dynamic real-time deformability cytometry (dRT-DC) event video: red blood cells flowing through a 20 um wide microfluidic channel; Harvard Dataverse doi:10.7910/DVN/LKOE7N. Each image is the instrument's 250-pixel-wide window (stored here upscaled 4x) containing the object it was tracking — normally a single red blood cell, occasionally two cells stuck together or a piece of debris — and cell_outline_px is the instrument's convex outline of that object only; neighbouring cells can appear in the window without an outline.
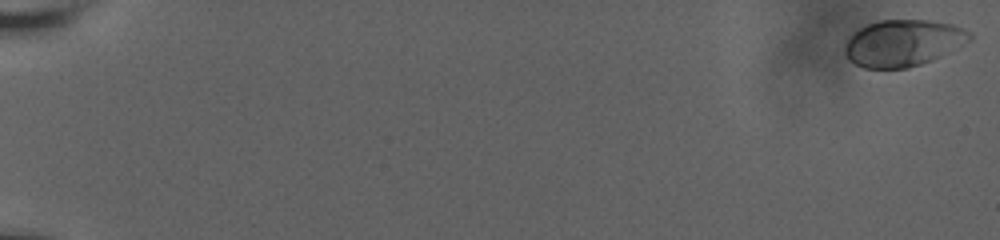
{"species": "human", "species_latin": "Homo sapiens", "temperature_condition": "room temperature", "stored_images_in_passage": 61, "camera_frame_rate_fps": 3000, "um_per_image_px": 0.085, "donor": {"sex": "male"}, "frame": {"image": 1, "passage_image": 1, "time_ms": 0.0, "image_size_px": [1000, 240], "cell_outline_px": [[972, 40], [932, 60], [908, 68], [864, 68], [848, 60], [844, 52], [844, 48], [848, 40], [860, 28], [868, 24], [880, 20], [928, 20], [952, 24], [972, 32]], "centroid_in_image_um": [76.78, 3.65], "position_along_channel_um": 8.2, "area_um2": 33.76}}
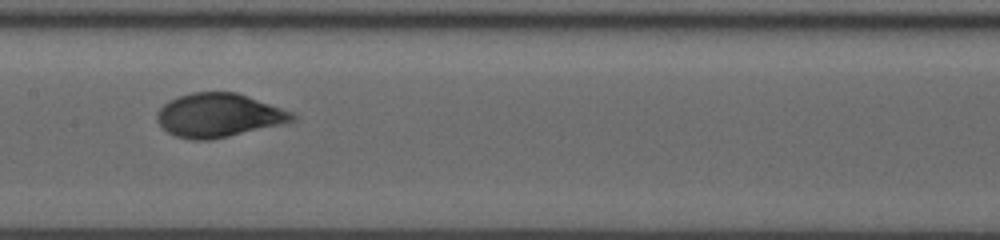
{"frame": {"image": 2, "passage_image": 34, "time_ms": 11.0, "image_size_px": [1000, 240], "cell_outline_px": [[296, 120], [284, 124], [228, 136], [208, 140], [192, 140], [176, 136], [168, 132], [156, 120], [156, 112], [168, 100], [176, 96], [192, 92], [236, 92], [292, 112], [296, 116]], "centroid_in_image_um": [18.56, 9.8], "position_along_channel_um": 188.8, "area_um2": 34.39}}
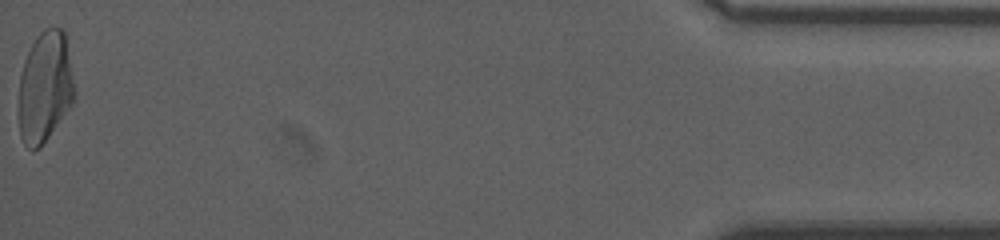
{"frame": {"image": 3, "passage_image": 61, "time_ms": 20.0, "image_size_px": [1000, 240], "cell_outline_px": [[76, 96], [72, 104], [40, 148], [32, 152], [24, 144], [20, 136], [20, 76], [24, 60], [36, 36], [44, 28], [64, 28], [76, 92]], "centroid_in_image_um": [3.84, 7.4], "position_along_channel_um": 431.4, "area_um2": 36.07}, "authors_computed_cell_mechanics": {"area_um2": 33.8708, "velocity_mm_per_s": 3.6529, "shape_relaxation_time_tau1_ms": 3.6937, "shape_relaxation_time_tau2_ms": null, "deformation_change_tau1": 0.1577, "deformation_change_tau2": null}}